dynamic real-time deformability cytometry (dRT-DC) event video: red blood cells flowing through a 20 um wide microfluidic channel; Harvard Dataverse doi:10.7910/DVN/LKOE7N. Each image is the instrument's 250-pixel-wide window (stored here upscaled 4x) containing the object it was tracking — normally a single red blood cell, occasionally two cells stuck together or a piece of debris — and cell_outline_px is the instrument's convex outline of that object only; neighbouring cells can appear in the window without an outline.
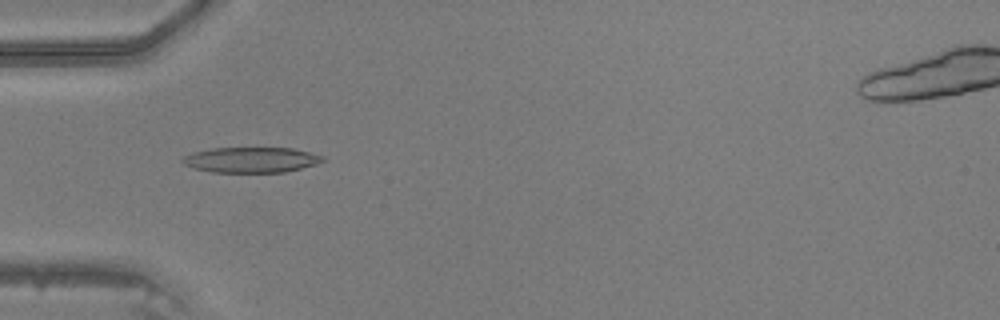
{"species": "common noctule bat (a hibernating species)", "species_latin": "Nyctalus noctula", "temperature_condition": "warm", "stored_images_in_passage": 39, "camera_frame_rate_fps": 3000, "um_per_image_px": 0.085, "animal": {"sex": "male", "body_mass_g": 20.5, "forearm_length_mm": 52.5}, "frame": {"image": 1, "passage_image": 7, "time_ms": 2.0, "image_size_px": [1000, 320], "cell_outline_px": [[324, 160], [316, 164], [284, 172], [212, 172], [192, 168], [184, 164], [180, 160], [184, 156], [192, 152], [212, 148], [292, 148], [324, 156]], "centroid_in_image_um": [21.3, 13.58], "position_along_channel_um": 63.7, "area_um2": 20.69}}
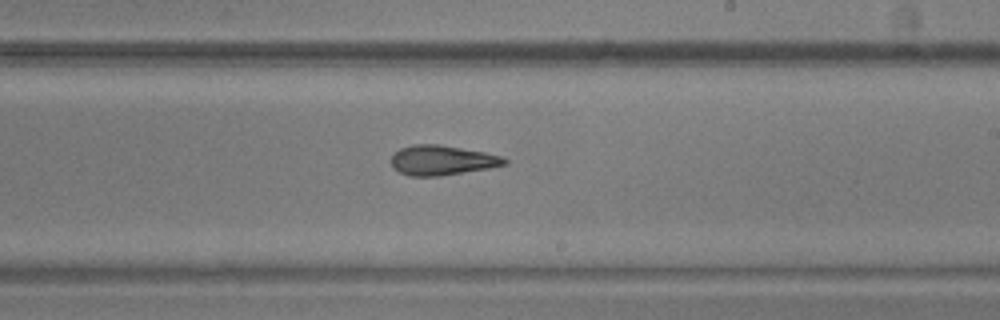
{"frame": {"image": 2, "passage_image": 20, "time_ms": 6.333, "image_size_px": [1000, 320], "cell_outline_px": [[508, 164], [488, 168], [440, 176], [408, 176], [392, 168], [392, 156], [400, 148], [416, 144], [440, 144], [484, 152], [500, 156], [508, 160]], "centroid_in_image_um": [37.56, 13.62], "position_along_channel_um": 251.4, "area_um2": 19.59}}
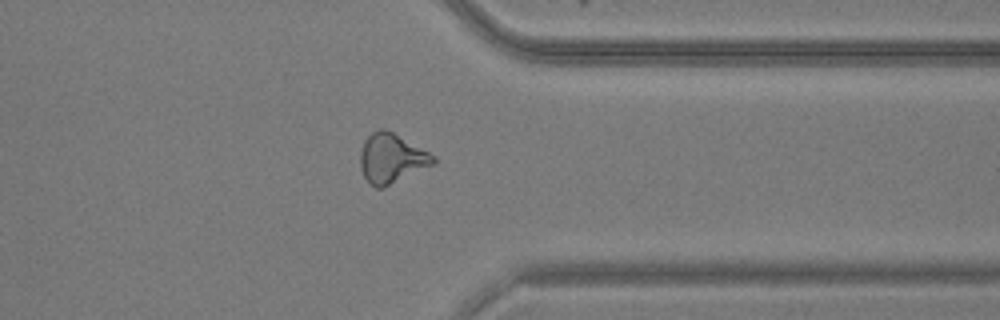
{"frame": {"image": 3, "passage_image": 29, "time_ms": 9.333, "image_size_px": [1000, 320], "cell_outline_px": [[436, 164], [380, 188], [376, 188], [364, 176], [360, 168], [360, 152], [364, 140], [372, 132], [380, 128], [384, 128], [392, 132], [436, 156]], "centroid_in_image_um": [33.28, 13.44], "position_along_channel_um": 378.1, "area_um2": 20.81}}